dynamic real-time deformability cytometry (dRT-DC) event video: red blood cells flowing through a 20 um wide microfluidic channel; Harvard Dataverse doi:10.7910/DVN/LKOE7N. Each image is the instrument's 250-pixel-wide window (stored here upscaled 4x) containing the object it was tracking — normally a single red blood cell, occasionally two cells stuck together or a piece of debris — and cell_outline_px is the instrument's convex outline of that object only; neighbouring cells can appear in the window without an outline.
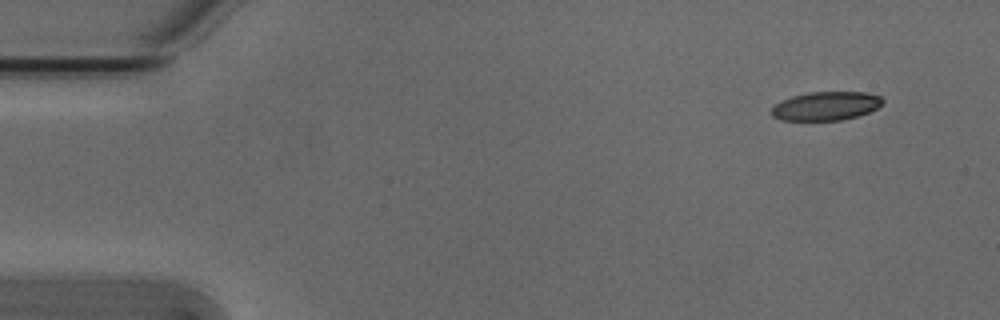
{"species": "Egyptian fruit bat (a non-hibernating species)", "species_latin": "Rousettus aegyptiacus", "temperature_condition": "cold", "stored_images_in_passage": 3, "camera_frame_rate_fps": 3000, "um_per_image_px": 0.085, "animal": {"sex": "male"}, "frame": {"image": 1, "passage_image": 1, "time_ms": 0.0, "image_size_px": [1000, 320], "cell_outline_px": [[884, 100], [876, 108], [868, 112], [856, 116], [840, 120], [780, 120], [772, 116], [772, 108], [776, 104], [792, 96], [808, 92], [864, 92], [880, 96]], "centroid_in_image_um": [70.19, 9.0], "position_along_channel_um": 14.8, "area_um2": 18.32}}